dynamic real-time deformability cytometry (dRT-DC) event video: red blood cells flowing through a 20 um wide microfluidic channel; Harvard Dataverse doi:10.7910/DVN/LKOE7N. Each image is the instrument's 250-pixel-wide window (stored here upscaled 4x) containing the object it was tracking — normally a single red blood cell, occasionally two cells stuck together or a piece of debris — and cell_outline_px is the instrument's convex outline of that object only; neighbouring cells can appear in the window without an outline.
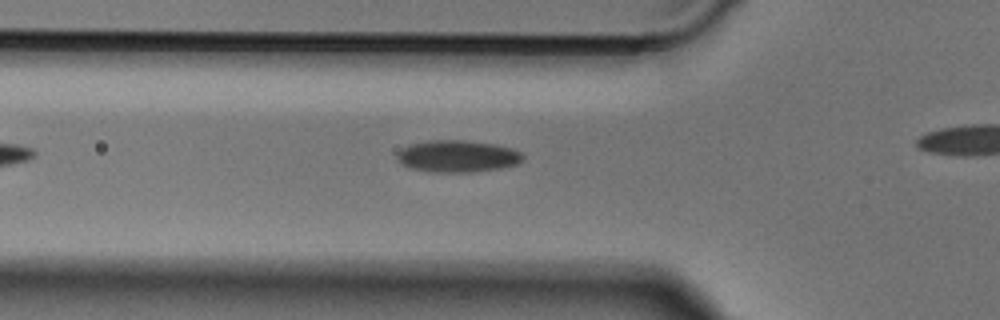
{"species": "Egyptian fruit bat (a non-hibernating species)", "species_latin": "Rousettus aegyptiacus", "temperature_condition": "cold", "stored_images_in_passage": 31, "camera_frame_rate_fps": 3000, "um_per_image_px": 0.085, "animal": {"sex": "male"}, "frame": {"image": 1, "passage_image": 8, "time_ms": 2.333, "image_size_px": [1000, 320], "cell_outline_px": [[524, 160], [520, 164], [500, 168], [472, 172], [432, 172], [408, 168], [400, 164], [396, 160], [396, 156], [404, 148], [412, 144], [428, 140], [464, 140], [496, 144], [512, 148], [520, 152], [524, 156]], "centroid_in_image_um": [38.91, 13.29], "position_along_channel_um": 86.9, "area_um2": 23.64}}
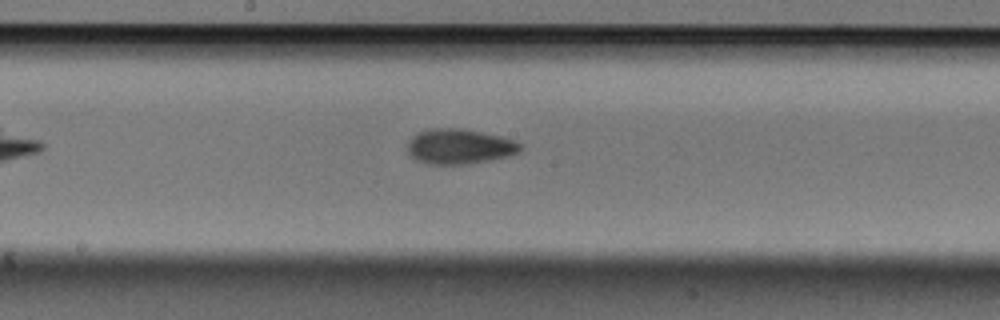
{"frame": {"image": 2, "passage_image": 17, "time_ms": 5.333, "image_size_px": [1000, 320], "cell_outline_px": [[524, 148], [520, 152], [508, 156], [468, 164], [428, 164], [416, 160], [408, 152], [408, 140], [412, 136], [420, 132], [432, 128], [460, 128], [500, 136], [516, 140]], "centroid_in_image_um": [39.07, 12.45], "position_along_channel_um": 209.1, "area_um2": 23.06}}
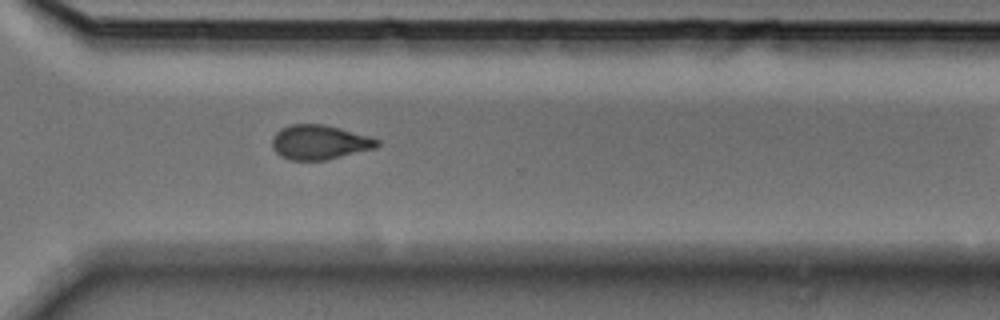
{"frame": {"image": 3, "passage_image": 27, "time_ms": 8.667, "image_size_px": [1000, 320], "cell_outline_px": [[380, 144], [376, 148], [328, 160], [288, 160], [280, 156], [272, 148], [272, 136], [280, 128], [292, 124], [324, 124], [340, 128], [368, 136], [380, 140]], "centroid_in_image_um": [27.14, 12.1], "position_along_channel_um": 343.5, "area_um2": 21.33}}